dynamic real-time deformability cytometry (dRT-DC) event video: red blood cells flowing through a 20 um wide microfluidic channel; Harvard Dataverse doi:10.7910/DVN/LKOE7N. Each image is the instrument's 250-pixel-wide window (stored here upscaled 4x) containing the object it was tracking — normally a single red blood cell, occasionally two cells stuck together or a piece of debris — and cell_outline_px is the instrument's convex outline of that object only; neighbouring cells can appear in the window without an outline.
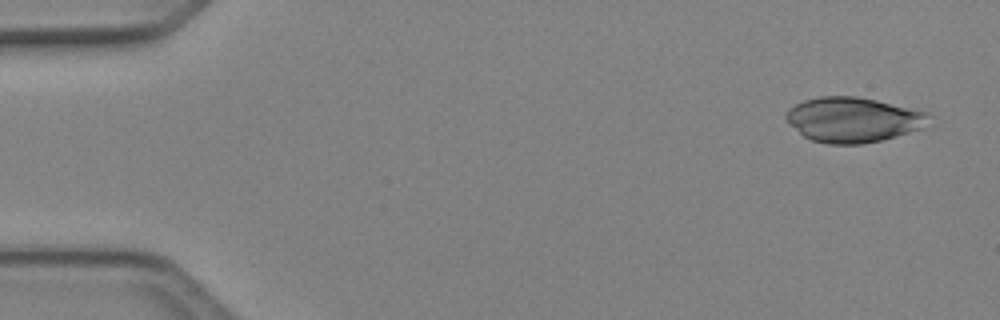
{"species": "Egyptian fruit bat (a non-hibernating species)", "species_latin": "Rousettus aegyptiacus", "temperature_condition": "cold", "stored_images_in_passage": 5, "camera_frame_rate_fps": 3000, "um_per_image_px": 0.085, "animal": {"sex": "female"}, "frame": {"image": 1, "passage_image": 1, "time_ms": 0.0, "image_size_px": [1000, 320], "cell_outline_px": [[932, 116], [924, 128], [880, 140], [864, 144], [828, 144], [812, 140], [804, 136], [784, 116], [788, 108], [804, 100], [820, 96], [856, 96], [876, 100], [928, 112]], "centroid_in_image_um": [72.54, 10.17], "position_along_channel_um": 12.5, "area_um2": 37.28}}